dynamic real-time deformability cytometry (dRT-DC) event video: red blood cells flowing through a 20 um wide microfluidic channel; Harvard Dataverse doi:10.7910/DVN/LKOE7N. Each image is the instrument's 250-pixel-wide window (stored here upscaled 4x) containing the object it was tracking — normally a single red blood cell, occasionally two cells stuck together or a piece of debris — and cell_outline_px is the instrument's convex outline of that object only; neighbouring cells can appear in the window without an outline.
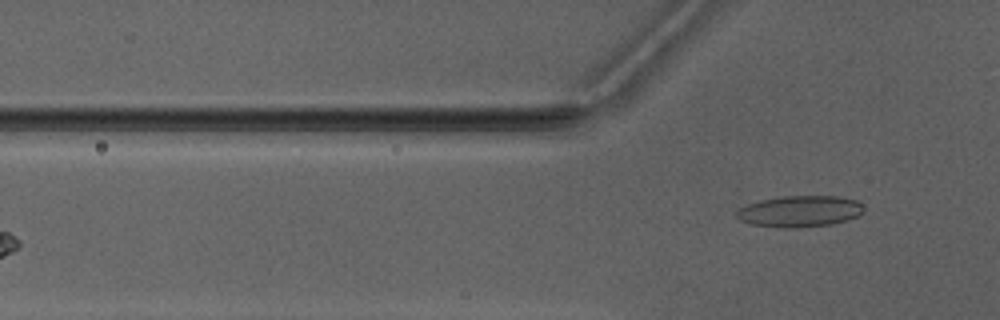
{"species": "Egyptian fruit bat (a non-hibernating species)", "species_latin": "Rousettus aegyptiacus", "temperature_condition": "warm", "stored_images_in_passage": 5, "camera_frame_rate_fps": 3000, "um_per_image_px": 0.085, "animal": {"sex": "male"}, "frame": {"image": 1, "passage_image": 5, "time_ms": 5.0, "image_size_px": [1000, 320], "cell_outline_px": [[864, 208], [856, 216], [848, 220], [832, 224], [796, 228], [780, 228], [752, 224], [740, 220], [736, 216], [736, 212], [740, 208], [748, 204], [760, 200], [780, 196], [836, 196], [856, 200]], "centroid_in_image_um": [67.95, 17.96], "position_along_channel_um": 57.8, "area_um2": 23.12}}